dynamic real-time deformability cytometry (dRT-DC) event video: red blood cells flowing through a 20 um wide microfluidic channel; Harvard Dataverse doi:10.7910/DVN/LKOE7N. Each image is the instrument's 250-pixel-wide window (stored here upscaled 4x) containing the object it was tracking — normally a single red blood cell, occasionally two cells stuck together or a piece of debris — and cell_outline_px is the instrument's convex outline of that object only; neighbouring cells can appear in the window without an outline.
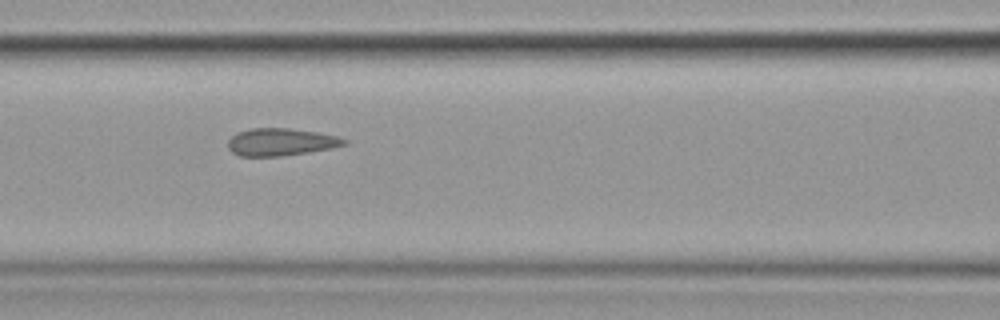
{"species": "common noctule bat (a hibernating species)", "species_latin": "Nyctalus noctula", "temperature_condition": "cold", "stored_images_in_passage": 5, "camera_frame_rate_fps": 3000, "um_per_image_px": 0.085, "animal": {"sex": "female", "body_mass_g": 19.9}, "frame": {"image": 1, "passage_image": 4, "time_ms": 4.333, "image_size_px": [1000, 320], "cell_outline_px": [[348, 144], [332, 148], [308, 152], [280, 156], [240, 156], [232, 152], [228, 148], [228, 140], [236, 132], [252, 128], [288, 128], [316, 132], [336, 136], [348, 140]], "centroid_in_image_um": [23.86, 12.07], "position_along_channel_um": 142.7, "area_um2": 18.55}}
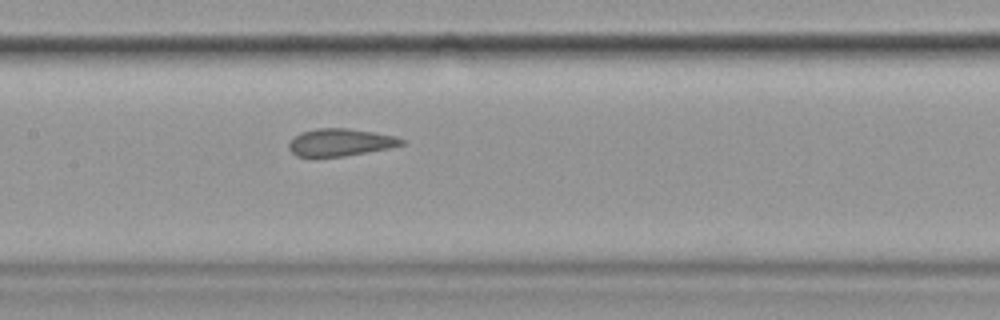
{"frame": {"image": 2, "passage_image": 5, "time_ms": 5.333, "image_size_px": [1000, 320], "cell_outline_px": [[404, 144], [388, 148], [344, 156], [296, 156], [288, 148], [288, 144], [300, 132], [316, 128], [348, 128], [396, 136], [404, 140]], "centroid_in_image_um": [28.91, 12.09], "position_along_channel_um": 178.5, "area_um2": 17.74}}